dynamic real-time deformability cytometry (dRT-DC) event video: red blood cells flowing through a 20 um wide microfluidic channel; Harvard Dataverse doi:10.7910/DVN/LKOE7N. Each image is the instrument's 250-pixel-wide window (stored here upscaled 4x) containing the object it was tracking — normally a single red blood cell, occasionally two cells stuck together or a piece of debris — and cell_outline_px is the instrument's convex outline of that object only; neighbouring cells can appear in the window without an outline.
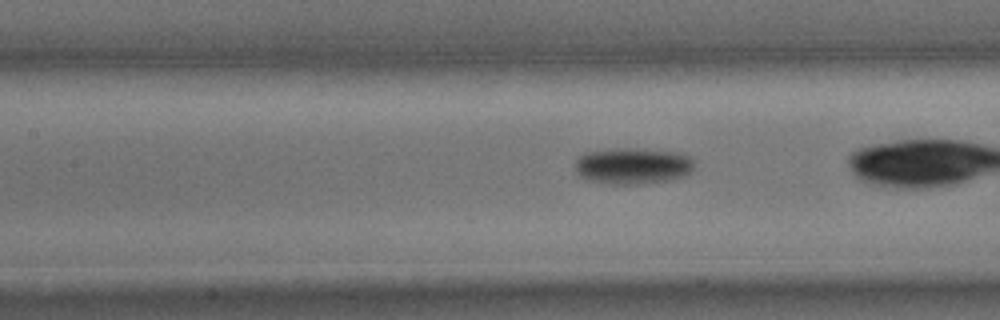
{"species": "common noctule bat (a hibernating species)", "species_latin": "Nyctalus noctula", "temperature_condition": "cold", "stored_images_in_passage": 43, "camera_frame_rate_fps": 3000, "um_per_image_px": 0.085, "animal": {"sex": "male", "body_mass_g": 15.6}, "frame": {"image": 1, "passage_image": 24, "time_ms": 7.667, "image_size_px": [1000, 320], "cell_outline_px": [[692, 168], [684, 176], [672, 180], [640, 184], [608, 184], [584, 180], [576, 172], [576, 160], [584, 152], [616, 148], [636, 148], [676, 152], [688, 156], [692, 160]], "centroid_in_image_um": [53.73, 14.11], "position_along_channel_um": 153.7, "area_um2": 25.37}}